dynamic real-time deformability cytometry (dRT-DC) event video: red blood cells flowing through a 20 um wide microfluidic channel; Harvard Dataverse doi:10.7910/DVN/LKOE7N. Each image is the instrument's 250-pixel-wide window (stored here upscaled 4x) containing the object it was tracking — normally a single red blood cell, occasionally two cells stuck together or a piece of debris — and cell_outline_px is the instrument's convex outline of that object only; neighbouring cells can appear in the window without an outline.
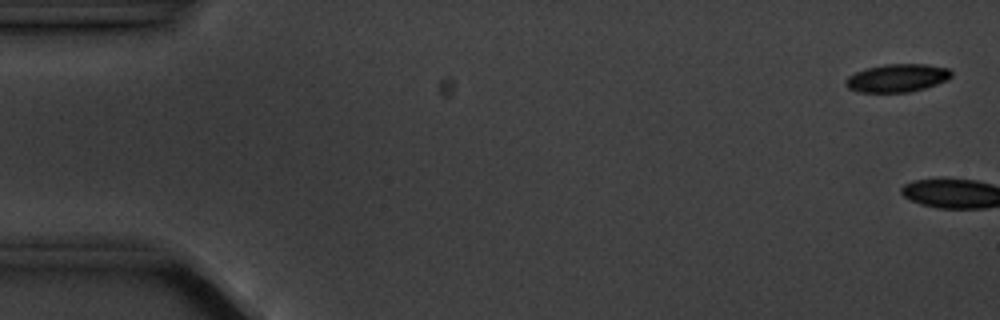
{"species": "common noctule bat (a hibernating species)", "species_latin": "Nyctalus noctula", "temperature_condition": "cold", "stored_images_in_passage": 6, "camera_frame_rate_fps": 3000, "um_per_image_px": 0.085, "animal": {"sex": "male", "body_mass_g": 20.1, "forearm_length_mm": 53.5}, "frame": {"image": 1, "passage_image": 1, "time_ms": 0.0, "image_size_px": [1000, 320], "cell_outline_px": [[952, 76], [948, 80], [924, 88], [908, 92], [860, 92], [848, 88], [844, 84], [844, 80], [848, 76], [856, 72], [868, 68], [884, 64], [928, 64], [948, 68], [952, 72]], "centroid_in_image_um": [76.26, 6.62], "position_along_channel_um": 8.7, "area_um2": 17.28}}